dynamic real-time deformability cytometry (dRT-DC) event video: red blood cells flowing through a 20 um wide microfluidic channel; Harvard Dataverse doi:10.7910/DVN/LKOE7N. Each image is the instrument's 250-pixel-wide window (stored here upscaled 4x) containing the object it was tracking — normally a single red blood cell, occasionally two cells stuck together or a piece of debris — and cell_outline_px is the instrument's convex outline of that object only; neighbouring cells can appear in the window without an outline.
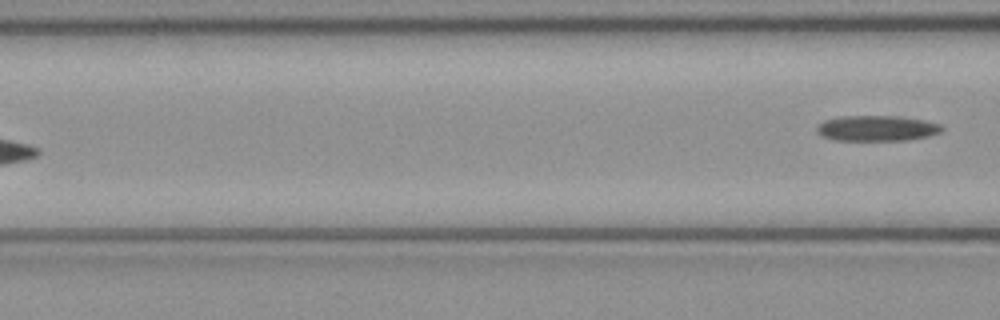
{"species": "common noctule bat (a hibernating species)", "species_latin": "Nyctalus noctula", "temperature_condition": "cold", "stored_images_in_passage": 6, "camera_frame_rate_fps": 3000, "um_per_image_px": 0.085, "animal": {"sex": "female", "body_mass_g": 21.9}, "frame": {"image": 1, "passage_image": 6, "time_ms": 1.667, "image_size_px": [1000, 320], "cell_outline_px": [[944, 128], [940, 132], [928, 136], [904, 140], [832, 140], [820, 136], [816, 132], [816, 128], [824, 120], [840, 116], [892, 116], [924, 120], [940, 124]], "centroid_in_image_um": [74.48, 10.9], "position_along_channel_um": 92.1, "area_um2": 18.55}}